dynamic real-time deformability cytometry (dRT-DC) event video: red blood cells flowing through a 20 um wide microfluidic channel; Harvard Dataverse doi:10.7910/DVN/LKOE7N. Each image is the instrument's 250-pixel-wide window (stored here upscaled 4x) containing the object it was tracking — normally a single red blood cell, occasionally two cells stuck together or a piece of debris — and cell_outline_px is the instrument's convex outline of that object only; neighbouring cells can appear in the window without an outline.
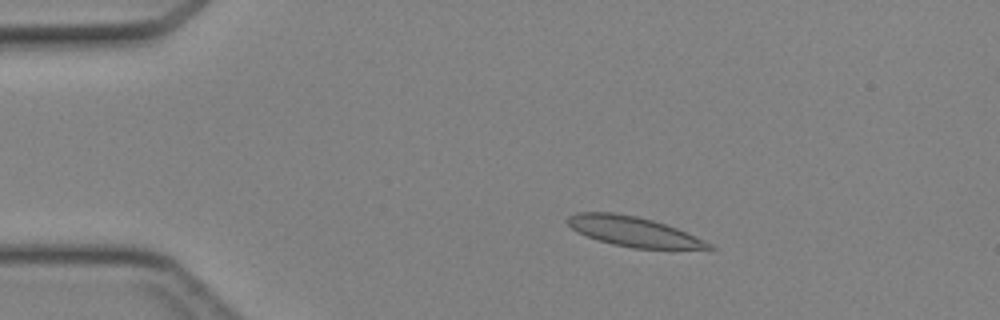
{"species": "Egyptian fruit bat (a non-hibernating species)", "species_latin": "Rousettus aegyptiacus", "temperature_condition": "cold", "stored_images_in_passage": 44, "camera_frame_rate_fps": 3000, "um_per_image_px": 0.085, "animal": {"sex": "female"}, "frame": {"image": 1, "passage_image": 7, "time_ms": 2.0, "image_size_px": [1000, 320], "cell_outline_px": [[716, 248], [632, 248], [612, 244], [588, 236], [572, 228], [564, 220], [568, 216], [576, 212], [612, 212], [636, 216], [652, 220], [676, 228], [704, 240], [712, 244]], "centroid_in_image_um": [53.79, 19.66], "position_along_channel_um": 31.2, "area_um2": 24.04}}
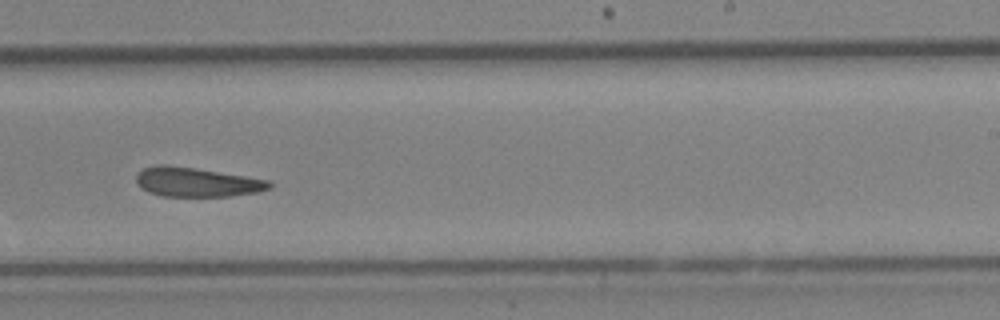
{"frame": {"image": 2, "passage_image": 27, "time_ms": 8.667, "image_size_px": [1000, 320], "cell_outline_px": [[272, 188], [256, 192], [228, 196], [160, 196], [148, 192], [140, 188], [136, 184], [136, 172], [144, 168], [156, 164], [168, 164], [196, 168], [272, 180]], "centroid_in_image_um": [16.69, 15.47], "position_along_channel_um": 272.3, "area_um2": 23.12}}
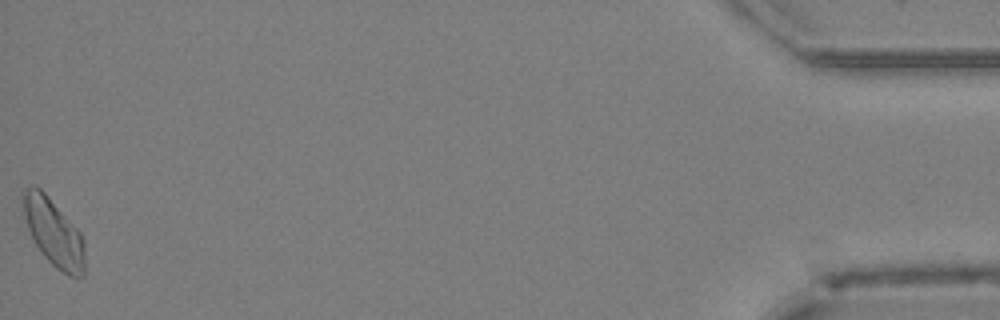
{"frame": {"image": 3, "passage_image": 44, "time_ms": 14.333, "image_size_px": [1000, 320], "cell_outline_px": [[84, 276], [68, 276], [56, 268], [44, 256], [32, 240], [28, 228], [24, 212], [24, 188], [40, 188], [48, 196], [80, 232], [84, 240]], "centroid_in_image_um": [4.59, 19.82], "position_along_channel_um": 430.6, "area_um2": 23.7}}